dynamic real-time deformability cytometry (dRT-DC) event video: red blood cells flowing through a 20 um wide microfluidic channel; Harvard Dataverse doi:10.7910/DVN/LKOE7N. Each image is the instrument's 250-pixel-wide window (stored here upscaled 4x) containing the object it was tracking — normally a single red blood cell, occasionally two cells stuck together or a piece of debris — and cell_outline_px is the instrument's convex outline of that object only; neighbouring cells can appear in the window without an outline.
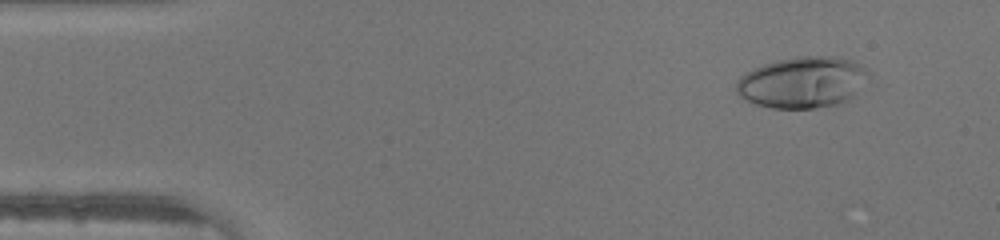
{"species": "human", "species_latin": "Homo sapiens", "temperature_condition": "warm", "stored_images_in_passage": 45, "camera_frame_rate_fps": 3000, "um_per_image_px": 0.085, "donor": {"sex": "male"}, "frame": {"image": 1, "passage_image": 4, "time_ms": 1.0, "image_size_px": [1000, 240], "cell_outline_px": [[872, 76], [848, 100], [836, 104], [816, 108], [772, 108], [756, 104], [744, 100], [736, 92], [736, 80], [740, 76], [764, 64], [776, 60], [796, 56], [840, 56], [856, 60], [868, 68]], "centroid_in_image_um": [68.27, 6.97], "position_along_channel_um": 16.7, "area_um2": 40.11}}
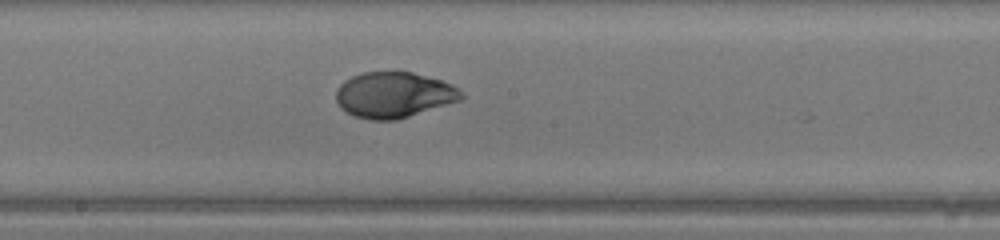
{"frame": {"image": 2, "passage_image": 24, "time_ms": 7.667, "image_size_px": [1000, 240], "cell_outline_px": [[464, 96], [460, 100], [396, 120], [368, 120], [352, 116], [344, 112], [340, 108], [336, 100], [336, 88], [344, 80], [352, 76], [364, 72], [412, 72], [440, 80], [452, 84], [460, 88]], "centroid_in_image_um": [33.43, 8.07], "position_along_channel_um": 214.8, "area_um2": 33.52}}
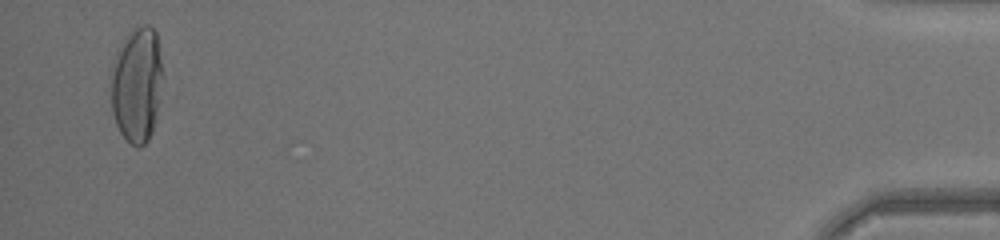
{"frame": {"image": 3, "passage_image": 44, "time_ms": 14.333, "image_size_px": [1000, 240], "cell_outline_px": [[164, 76], [156, 120], [152, 132], [148, 140], [144, 144], [136, 148], [120, 132], [116, 124], [112, 112], [112, 60], [116, 52], [128, 32], [132, 28], [144, 24], [148, 24], [156, 32]], "centroid_in_image_um": [11.66, 7.17], "position_along_channel_um": 423.5, "area_um2": 35.26}}